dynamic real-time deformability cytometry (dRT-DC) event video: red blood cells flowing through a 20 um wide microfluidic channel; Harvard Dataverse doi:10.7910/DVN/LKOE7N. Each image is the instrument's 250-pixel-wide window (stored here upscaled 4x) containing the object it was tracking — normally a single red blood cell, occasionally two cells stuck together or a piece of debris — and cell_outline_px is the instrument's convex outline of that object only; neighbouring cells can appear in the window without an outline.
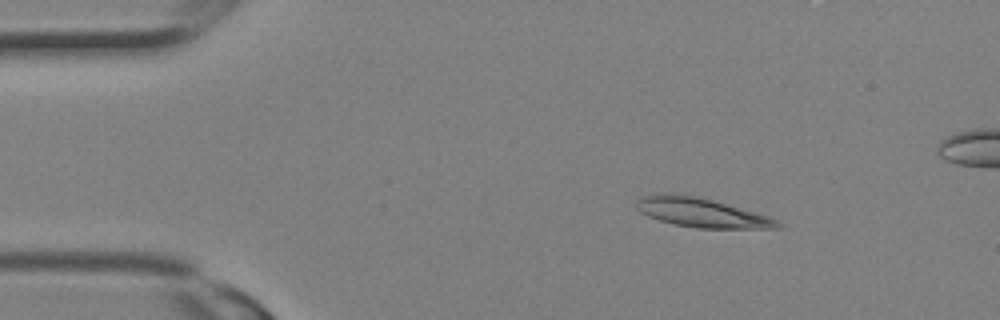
{"species": "Egyptian fruit bat (a non-hibernating species)", "species_latin": "Rousettus aegyptiacus", "temperature_condition": "room temperature", "stored_images_in_passage": 3, "camera_frame_rate_fps": 3000, "um_per_image_px": 0.085, "animal": {"sex": "female"}, "frame": {"image": 1, "passage_image": 1, "time_ms": 0.0, "image_size_px": [1000, 320], "cell_outline_px": [[780, 228], [696, 228], [672, 224], [648, 216], [640, 212], [636, 208], [636, 200], [644, 196], [696, 196], [712, 200], [768, 216], [776, 220], [780, 224]], "centroid_in_image_um": [59.65, 18.12], "position_along_channel_um": 25.4, "area_um2": 23.0}}